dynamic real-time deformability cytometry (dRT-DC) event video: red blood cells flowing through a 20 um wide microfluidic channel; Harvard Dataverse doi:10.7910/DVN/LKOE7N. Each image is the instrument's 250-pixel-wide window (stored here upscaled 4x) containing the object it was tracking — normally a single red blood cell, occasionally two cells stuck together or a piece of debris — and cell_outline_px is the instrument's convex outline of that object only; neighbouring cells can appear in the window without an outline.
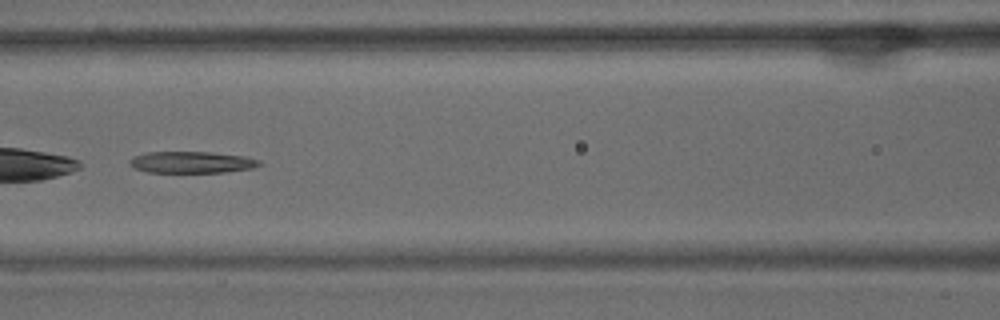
{"species": "common noctule bat (a hibernating species)", "species_latin": "Nyctalus noctula", "temperature_condition": "warm", "stored_images_in_passage": 49, "camera_frame_rate_fps": 3000, "um_per_image_px": 0.085, "animal": {"sex": "male", "body_mass_g": 15.6}, "frame": {"image": 1, "passage_image": 22, "time_ms": 7.0, "image_size_px": [1000, 320], "cell_outline_px": [[260, 164], [252, 168], [224, 172], [148, 172], [132, 168], [128, 164], [128, 160], [132, 156], [148, 152], [212, 152], [244, 156], [260, 160]], "centroid_in_image_um": [16.22, 13.79], "position_along_channel_um": 150.4, "area_um2": 16.36}}
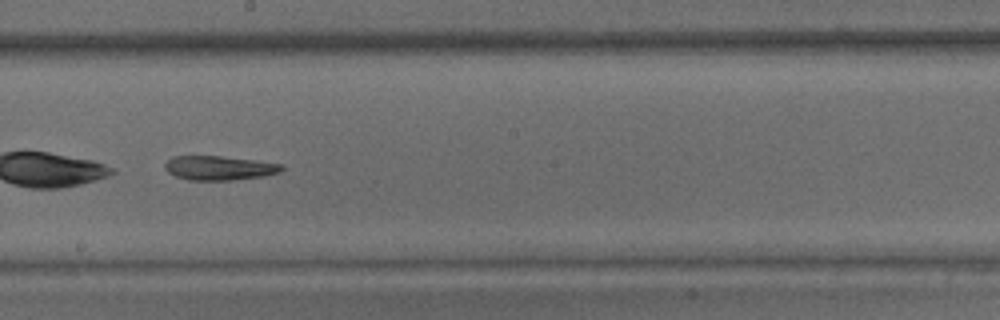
{"frame": {"image": 2, "passage_image": 28, "time_ms": 9.0, "image_size_px": [1000, 320], "cell_outline_px": [[284, 168], [280, 172], [264, 176], [232, 180], [188, 180], [176, 176], [168, 172], [164, 168], [164, 164], [172, 156], [220, 156], [256, 160], [284, 164]], "centroid_in_image_um": [18.65, 14.27], "position_along_channel_um": 229.6, "area_um2": 16.59}}
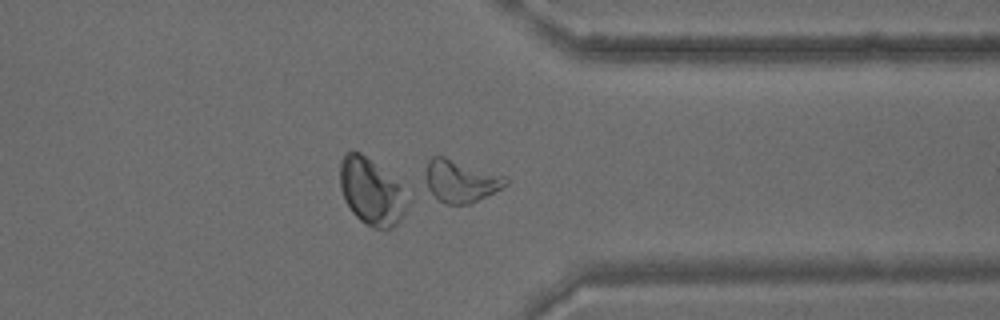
{"frame": {"image": 3, "passage_image": 39, "time_ms": 12.667, "image_size_px": [1000, 320], "cell_outline_px": [[508, 184], [468, 204], [444, 204], [428, 192], [424, 172], [428, 160], [432, 156], [444, 156], [504, 176], [508, 180]], "centroid_in_image_um": [39.07, 15.38], "position_along_channel_um": 372.3, "area_um2": 19.59}}